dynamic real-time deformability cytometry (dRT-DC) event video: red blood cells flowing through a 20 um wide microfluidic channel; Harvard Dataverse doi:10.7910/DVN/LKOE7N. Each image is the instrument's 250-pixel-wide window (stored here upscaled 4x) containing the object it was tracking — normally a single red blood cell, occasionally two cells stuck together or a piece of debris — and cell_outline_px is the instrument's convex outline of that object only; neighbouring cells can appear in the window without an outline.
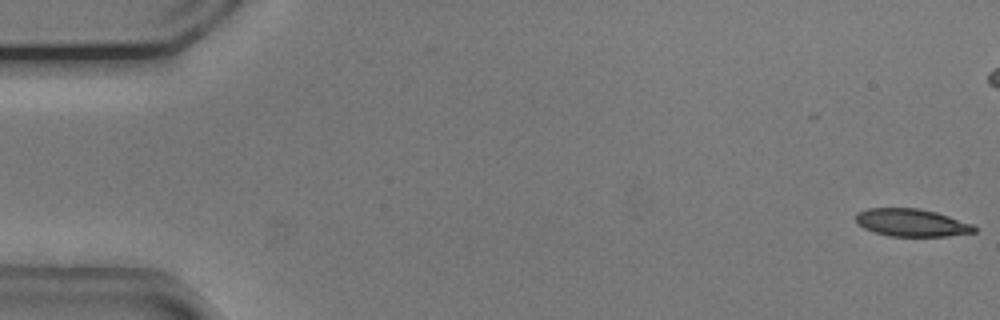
{"species": "common noctule bat (a hibernating species)", "species_latin": "Nyctalus noctula", "temperature_condition": "cold", "stored_images_in_passage": 9, "camera_frame_rate_fps": 3000, "um_per_image_px": 0.085, "animal": {"sex": "male", "body_mass_g": 20.5, "forearm_length_mm": 52.5}, "frame": {"image": 1, "passage_image": 1, "time_ms": 0.0, "image_size_px": [1000, 320], "cell_outline_px": [[976, 232], [948, 236], [888, 236], [864, 228], [856, 220], [856, 216], [860, 212], [868, 208], [916, 208], [936, 212], [972, 224], [976, 228]], "centroid_in_image_um": [77.51, 18.93], "position_along_channel_um": 7.5, "area_um2": 18.79}}